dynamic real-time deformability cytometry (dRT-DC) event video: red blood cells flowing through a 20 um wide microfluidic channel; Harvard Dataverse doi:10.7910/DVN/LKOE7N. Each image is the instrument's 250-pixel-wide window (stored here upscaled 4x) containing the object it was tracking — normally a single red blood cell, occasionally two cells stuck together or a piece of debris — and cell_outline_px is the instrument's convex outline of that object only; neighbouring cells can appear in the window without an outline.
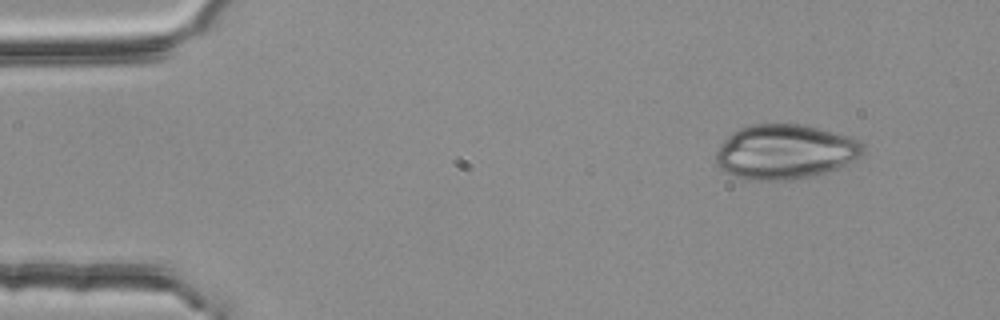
{"species": "common noctule bat (a hibernating species)", "species_latin": "Nyctalus noctula", "temperature_condition": "room temperature", "stored_images_in_passage": 3, "camera_frame_rate_fps": 3000, "um_per_image_px": 0.085, "animal": {"sex": "female", "body_mass_g": 25.1}, "frame": {"image": 1, "passage_image": 1, "time_ms": 0.0, "image_size_px": [1000, 320], "cell_outline_px": [[864, 152], [860, 156], [836, 168], [812, 176], [784, 180], [748, 180], [724, 172], [720, 168], [716, 160], [716, 152], [724, 140], [732, 132], [740, 128], [756, 124], [804, 124], [852, 136], [860, 140], [864, 144]], "centroid_in_image_um": [66.74, 12.89], "position_along_channel_um": 18.3, "area_um2": 46.82}}